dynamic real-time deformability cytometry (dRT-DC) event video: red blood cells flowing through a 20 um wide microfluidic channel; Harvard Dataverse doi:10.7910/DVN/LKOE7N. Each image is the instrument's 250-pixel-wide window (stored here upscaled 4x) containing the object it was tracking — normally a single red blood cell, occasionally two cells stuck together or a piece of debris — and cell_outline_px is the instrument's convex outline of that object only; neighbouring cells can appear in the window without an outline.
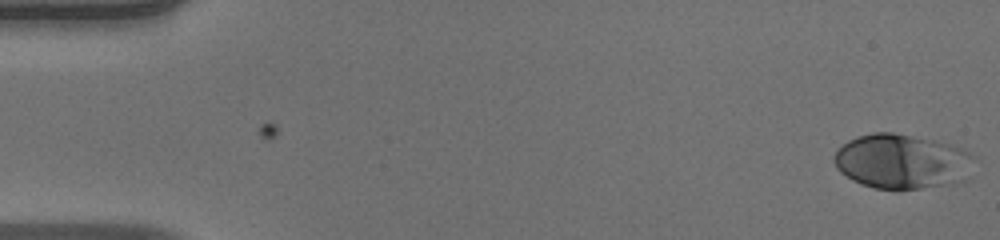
{"species": "human", "species_latin": "Homo sapiens", "temperature_condition": "warm", "stored_images_in_passage": 51, "camera_frame_rate_fps": 3000, "um_per_image_px": 0.085, "donor": {"sex": "male"}, "frame": {"image": 1, "passage_image": 1, "time_ms": 0.0, "image_size_px": [1000, 240], "cell_outline_px": [[976, 156], [964, 180], [956, 184], [896, 192], [876, 188], [860, 184], [852, 180], [840, 172], [836, 168], [832, 160], [832, 156], [848, 140], [856, 136], [872, 132], [892, 132], [952, 144], [964, 148]], "centroid_in_image_um": [76.67, 13.75], "position_along_channel_um": 8.3, "area_um2": 45.66}}
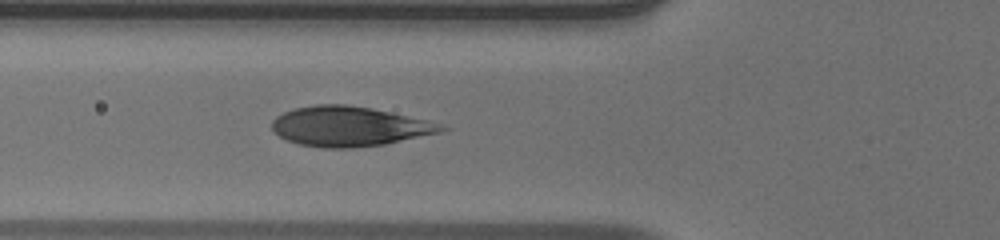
{"frame": {"image": 2, "passage_image": 19, "time_ms": 6.0, "image_size_px": [1000, 240], "cell_outline_px": [[448, 128], [440, 132], [384, 144], [352, 148], [324, 148], [300, 144], [288, 140], [280, 136], [272, 128], [272, 120], [276, 116], [292, 108], [316, 104], [348, 104], [372, 108], [428, 120], [440, 124]], "centroid_in_image_um": [29.66, 10.73], "position_along_channel_um": 96.1, "area_um2": 39.13}}
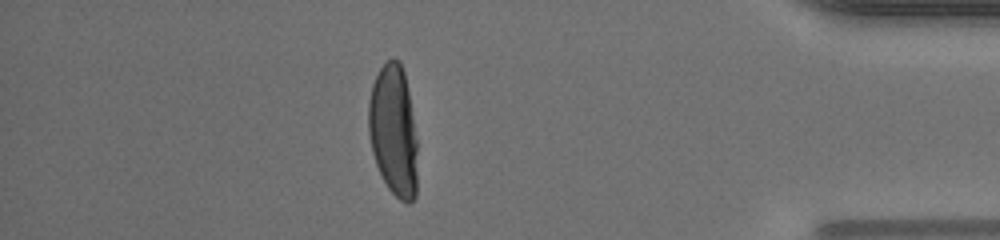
{"frame": {"image": 3, "passage_image": 45, "time_ms": 14.667, "image_size_px": [1000, 240], "cell_outline_px": [[416, 196], [408, 204], [400, 200], [388, 188], [376, 164], [372, 152], [368, 132], [368, 100], [372, 84], [380, 68], [392, 56], [400, 60], [404, 72], [408, 92], [416, 140]], "centroid_in_image_um": [33.42, 11.09], "position_along_channel_um": 401.8, "area_um2": 37.22}}